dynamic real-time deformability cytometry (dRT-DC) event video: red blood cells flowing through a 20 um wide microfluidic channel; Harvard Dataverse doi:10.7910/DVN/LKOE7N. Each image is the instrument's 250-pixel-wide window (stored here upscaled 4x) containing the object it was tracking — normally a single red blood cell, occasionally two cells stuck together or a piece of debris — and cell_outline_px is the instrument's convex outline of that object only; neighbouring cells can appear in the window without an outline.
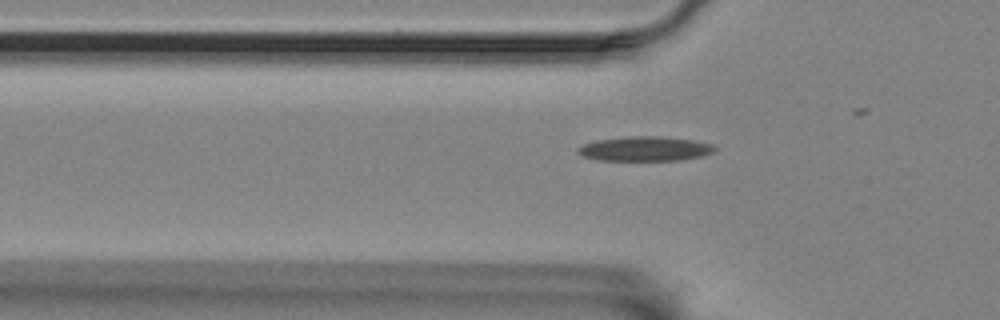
{"species": "Egyptian fruit bat (a non-hibernating species)", "species_latin": "Rousettus aegyptiacus", "temperature_condition": "room temperature", "stored_images_in_passage": 26, "camera_frame_rate_fps": 3000, "um_per_image_px": 0.085, "animal": {"sex": "female"}, "frame": {"image": 1, "passage_image": 4, "time_ms": 1.0, "image_size_px": [1000, 320], "cell_outline_px": [[716, 148], [712, 152], [700, 156], [680, 160], [596, 160], [584, 156], [576, 152], [576, 148], [584, 144], [596, 140], [628, 136], [660, 136], [692, 140], [712, 144]], "centroid_in_image_um": [54.77, 12.64], "position_along_channel_um": 71.0, "area_um2": 19.48}}
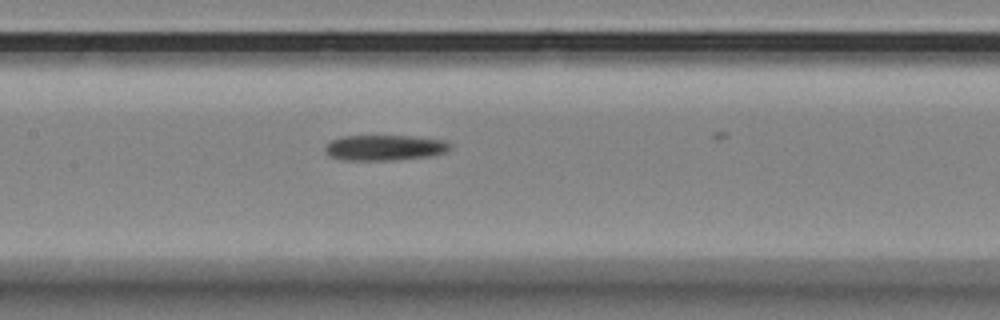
{"frame": {"image": 2, "passage_image": 13, "time_ms": 4.0, "image_size_px": [1000, 320], "cell_outline_px": [[452, 148], [444, 152], [432, 156], [392, 160], [344, 160], [332, 156], [324, 152], [324, 148], [332, 140], [340, 136], [412, 136], [444, 140], [452, 144]], "centroid_in_image_um": [32.72, 12.55], "position_along_channel_um": 174.7, "area_um2": 18.61}}
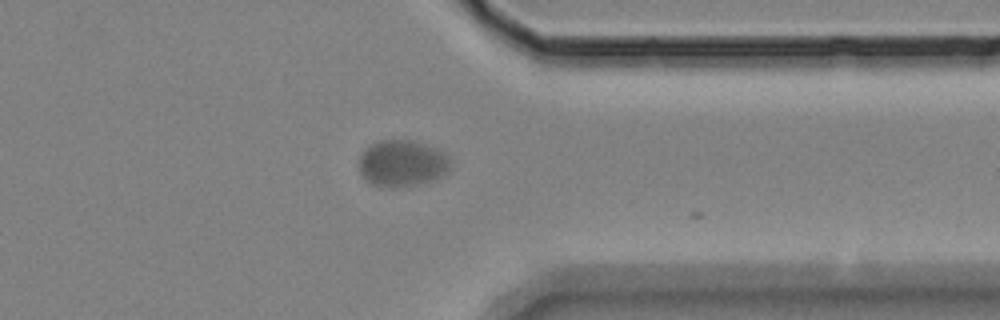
{"frame": {"image": 3, "passage_image": 25, "time_ms": 8.0, "image_size_px": [1000, 320], "cell_outline_px": [[452, 164], [448, 172], [432, 180], [416, 184], [372, 184], [360, 176], [360, 156], [364, 148], [380, 140], [412, 140], [436, 148], [444, 152], [452, 160]], "centroid_in_image_um": [34.21, 13.83], "position_along_channel_um": 377.2, "area_um2": 24.28}}